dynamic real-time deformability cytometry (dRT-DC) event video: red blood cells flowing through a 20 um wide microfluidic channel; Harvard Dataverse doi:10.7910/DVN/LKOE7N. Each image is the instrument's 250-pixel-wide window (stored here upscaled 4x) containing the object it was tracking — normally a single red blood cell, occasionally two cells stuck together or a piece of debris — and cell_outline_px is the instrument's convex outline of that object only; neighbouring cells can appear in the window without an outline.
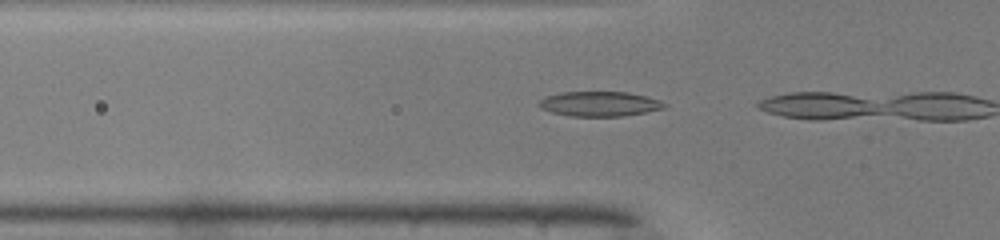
{"species": "common noctule bat (a hibernating species)", "species_latin": "Nyctalus noctula", "temperature_condition": "warm", "stored_images_in_passage": 3, "camera_frame_rate_fps": 3000, "um_per_image_px": 0.085, "animal": {"sex": "male", "body_mass_g": 19.0, "forearm_length_mm": 50.8}, "frame": {"image": 1, "passage_image": 2, "time_ms": 0.333, "image_size_px": [1000, 240], "cell_outline_px": [[668, 104], [664, 108], [624, 116], [568, 116], [552, 112], [540, 108], [536, 104], [540, 100], [548, 96], [564, 92], [628, 92], [648, 96], [660, 100]], "centroid_in_image_um": [50.98, 8.83], "position_along_channel_um": 74.8, "area_um2": 18.15}}